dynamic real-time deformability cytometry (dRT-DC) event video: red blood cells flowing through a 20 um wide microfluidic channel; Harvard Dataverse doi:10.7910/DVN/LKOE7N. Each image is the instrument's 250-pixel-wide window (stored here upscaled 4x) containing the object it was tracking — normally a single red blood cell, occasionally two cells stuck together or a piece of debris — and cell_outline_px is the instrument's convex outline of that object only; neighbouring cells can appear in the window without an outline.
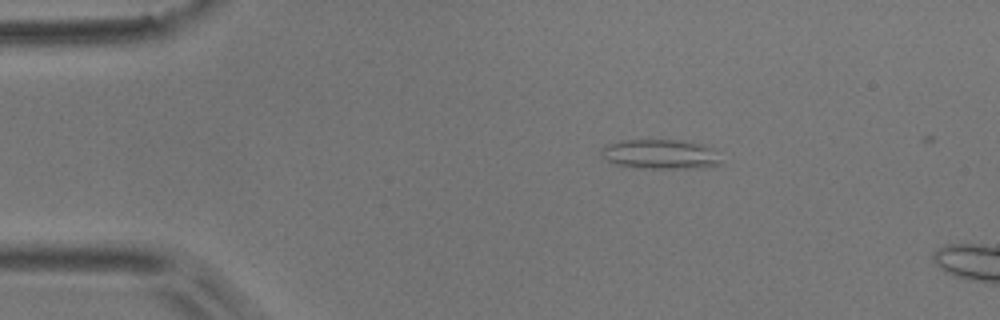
{"species": "common noctule bat (a hibernating species)", "species_latin": "Nyctalus noctula", "temperature_condition": "room temperature", "stored_images_in_passage": 3, "camera_frame_rate_fps": 3000, "um_per_image_px": 0.085, "animal": {"sex": "male", "body_mass_g": 17.9}, "frame": {"image": 1, "passage_image": 1, "time_ms": 0.0, "image_size_px": [1000, 320], "cell_outline_px": [[724, 164], [708, 168], [632, 168], [616, 164], [604, 160], [600, 152], [600, 148], [608, 144], [620, 140], [680, 140], [704, 144], [712, 148]], "centroid_in_image_um": [56.14, 13.12], "position_along_channel_um": 28.9, "area_um2": 21.15}}